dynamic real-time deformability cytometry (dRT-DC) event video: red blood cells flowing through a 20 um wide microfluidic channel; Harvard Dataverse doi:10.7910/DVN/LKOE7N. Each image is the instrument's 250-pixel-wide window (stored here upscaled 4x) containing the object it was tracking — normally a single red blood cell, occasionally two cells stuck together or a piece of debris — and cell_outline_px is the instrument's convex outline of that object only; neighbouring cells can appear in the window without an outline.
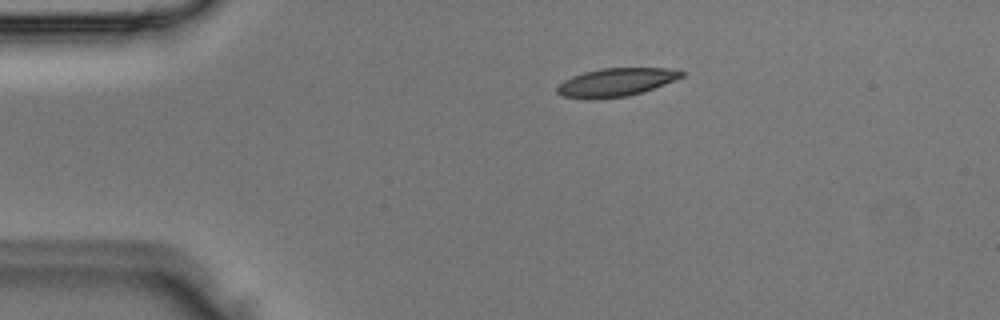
{"species": "Egyptian fruit bat (a non-hibernating species)", "species_latin": "Rousettus aegyptiacus", "temperature_condition": "room temperature", "stored_images_in_passage": 1, "camera_frame_rate_fps": 3000, "um_per_image_px": 0.085, "animal": {"sex": "male"}, "frame": {"image": 1, "passage_image": 1, "time_ms": 0.0, "image_size_px": [1000, 320], "cell_outline_px": [[684, 76], [676, 80], [644, 92], [628, 96], [592, 100], [588, 100], [564, 96], [556, 92], [556, 88], [564, 80], [572, 76], [584, 72], [600, 68], [668, 68], [684, 72]], "centroid_in_image_um": [52.36, 7.0], "position_along_channel_um": 32.6, "area_um2": 20.69}}